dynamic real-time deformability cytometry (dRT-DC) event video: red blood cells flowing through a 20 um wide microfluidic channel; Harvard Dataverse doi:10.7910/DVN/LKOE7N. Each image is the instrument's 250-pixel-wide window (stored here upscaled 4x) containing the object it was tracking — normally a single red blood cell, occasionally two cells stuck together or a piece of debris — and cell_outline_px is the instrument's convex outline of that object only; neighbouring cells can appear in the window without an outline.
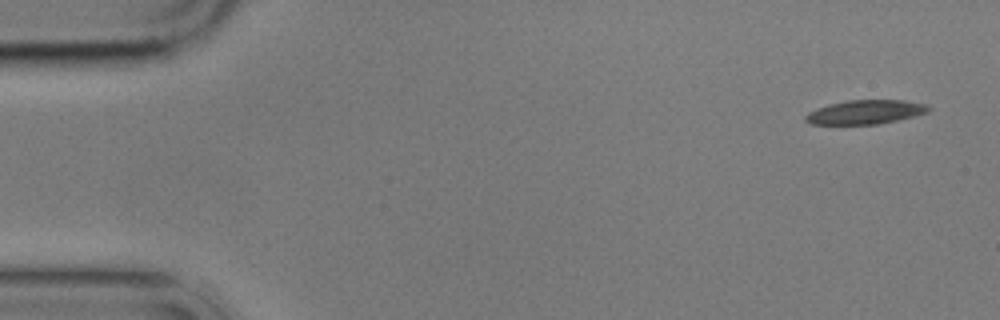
{"species": "common noctule bat (a hibernating species)", "species_latin": "Nyctalus noctula", "temperature_condition": "cold", "stored_images_in_passage": 4, "camera_frame_rate_fps": 3000, "um_per_image_px": 0.085, "animal": {"sex": "male", "body_mass_g": 17.9}, "frame": {"image": 1, "passage_image": 1, "time_ms": 0.0, "image_size_px": [1000, 320], "cell_outline_px": [[932, 108], [928, 112], [896, 120], [876, 124], [812, 124], [804, 120], [804, 116], [808, 112], [828, 104], [848, 100], [904, 100], [928, 104]], "centroid_in_image_um": [73.56, 9.51], "position_along_channel_um": 11.4, "area_um2": 17.17}}
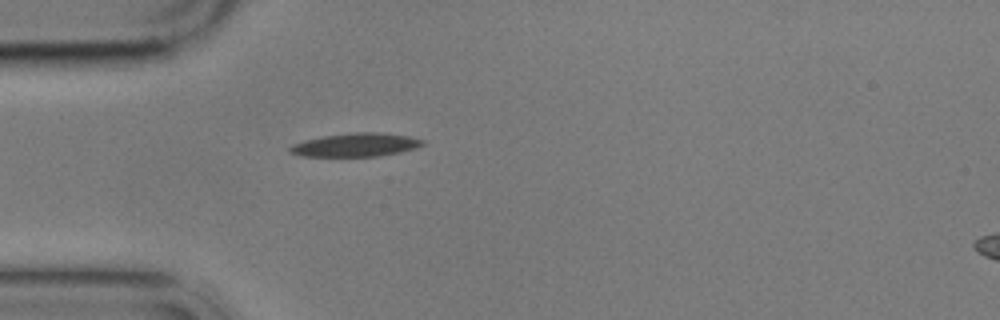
{"frame": {"image": 2, "passage_image": 4, "time_ms": 4.333, "image_size_px": [1000, 320], "cell_outline_px": [[424, 144], [416, 148], [400, 152], [380, 156], [300, 156], [288, 152], [288, 148], [292, 144], [304, 140], [324, 136], [356, 132], [380, 132], [408, 136], [424, 140]], "centroid_in_image_um": [30.22, 12.32], "position_along_channel_um": 54.8, "area_um2": 18.15}}